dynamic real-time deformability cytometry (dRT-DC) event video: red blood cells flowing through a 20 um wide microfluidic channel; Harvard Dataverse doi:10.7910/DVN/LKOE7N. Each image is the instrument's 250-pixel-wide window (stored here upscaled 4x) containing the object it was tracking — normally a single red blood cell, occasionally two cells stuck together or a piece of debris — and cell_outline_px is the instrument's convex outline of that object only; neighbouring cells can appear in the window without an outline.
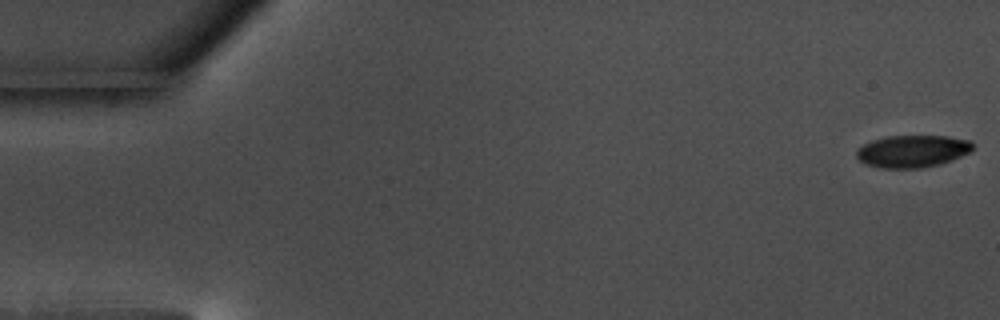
{"species": "common noctule bat (a hibernating species)", "species_latin": "Nyctalus noctula", "temperature_condition": "warm", "stored_images_in_passage": 14, "camera_frame_rate_fps": 3000, "um_per_image_px": 0.085, "animal": {"sex": "male", "body_mass_g": 17.5, "forearm_length_mm": 52.3}, "frame": {"image": 1, "passage_image": 1, "time_ms": 0.0, "image_size_px": [1000, 320], "cell_outline_px": [[972, 148], [968, 152], [952, 160], [940, 164], [920, 168], [880, 168], [864, 164], [856, 156], [856, 148], [872, 140], [888, 136], [948, 136], [968, 140], [972, 144]], "centroid_in_image_um": [77.5, 12.86], "position_along_channel_um": 7.5, "area_um2": 21.79}}